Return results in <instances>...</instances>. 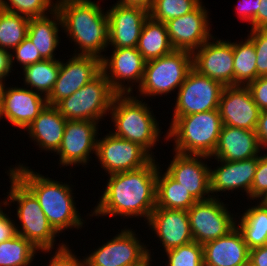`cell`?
<instances>
[{"label": "cell", "instance_id": "6da1fadb", "mask_svg": "<svg viewBox=\"0 0 267 266\" xmlns=\"http://www.w3.org/2000/svg\"><path fill=\"white\" fill-rule=\"evenodd\" d=\"M157 163L153 158L142 168L109 175L99 203L88 215L122 216L125 219L135 216L148 221L156 207Z\"/></svg>", "mask_w": 267, "mask_h": 266}, {"label": "cell", "instance_id": "7a4b0ae2", "mask_svg": "<svg viewBox=\"0 0 267 266\" xmlns=\"http://www.w3.org/2000/svg\"><path fill=\"white\" fill-rule=\"evenodd\" d=\"M55 2L56 10L62 20L61 30H64L69 40L78 48L74 49L73 55L95 56L102 59L104 56L101 52L108 50L107 11L104 12L95 0H56Z\"/></svg>", "mask_w": 267, "mask_h": 266}, {"label": "cell", "instance_id": "3957f363", "mask_svg": "<svg viewBox=\"0 0 267 266\" xmlns=\"http://www.w3.org/2000/svg\"><path fill=\"white\" fill-rule=\"evenodd\" d=\"M19 164L9 171L36 197L49 224L58 233L84 225V219L76 208L73 189L68 183L55 181Z\"/></svg>", "mask_w": 267, "mask_h": 266}, {"label": "cell", "instance_id": "277c9868", "mask_svg": "<svg viewBox=\"0 0 267 266\" xmlns=\"http://www.w3.org/2000/svg\"><path fill=\"white\" fill-rule=\"evenodd\" d=\"M137 97L139 96L133 94H116L114 96L109 113L115 131L112 129L111 133L139 144L155 158L151 150L155 149L153 147L159 142L162 128L159 127V122L151 107Z\"/></svg>", "mask_w": 267, "mask_h": 266}, {"label": "cell", "instance_id": "5b68a950", "mask_svg": "<svg viewBox=\"0 0 267 266\" xmlns=\"http://www.w3.org/2000/svg\"><path fill=\"white\" fill-rule=\"evenodd\" d=\"M223 123L218 109L175 119L164 140H174V152L211 157L217 147Z\"/></svg>", "mask_w": 267, "mask_h": 266}, {"label": "cell", "instance_id": "8992f818", "mask_svg": "<svg viewBox=\"0 0 267 266\" xmlns=\"http://www.w3.org/2000/svg\"><path fill=\"white\" fill-rule=\"evenodd\" d=\"M7 173L11 185L7 192V199H4L2 205L9 207L11 203L17 202L15 215L21 223V227L16 223L17 234L28 240L40 252L44 254L50 250L52 252V249H55L54 242L58 233L49 224L36 197L10 171Z\"/></svg>", "mask_w": 267, "mask_h": 266}, {"label": "cell", "instance_id": "52a82bcc", "mask_svg": "<svg viewBox=\"0 0 267 266\" xmlns=\"http://www.w3.org/2000/svg\"><path fill=\"white\" fill-rule=\"evenodd\" d=\"M192 69V53L174 50L168 55L147 61L142 83L139 88L135 86V89H138V95L143 98L165 96L178 90Z\"/></svg>", "mask_w": 267, "mask_h": 266}, {"label": "cell", "instance_id": "ba28073f", "mask_svg": "<svg viewBox=\"0 0 267 266\" xmlns=\"http://www.w3.org/2000/svg\"><path fill=\"white\" fill-rule=\"evenodd\" d=\"M115 95L101 71L77 92L59 101L55 107L66 120L99 122L109 114Z\"/></svg>", "mask_w": 267, "mask_h": 266}, {"label": "cell", "instance_id": "9c48e42d", "mask_svg": "<svg viewBox=\"0 0 267 266\" xmlns=\"http://www.w3.org/2000/svg\"><path fill=\"white\" fill-rule=\"evenodd\" d=\"M133 229L123 228L85 257V266H143L151 257L149 248Z\"/></svg>", "mask_w": 267, "mask_h": 266}, {"label": "cell", "instance_id": "30bf717a", "mask_svg": "<svg viewBox=\"0 0 267 266\" xmlns=\"http://www.w3.org/2000/svg\"><path fill=\"white\" fill-rule=\"evenodd\" d=\"M220 198L197 201L187 212L193 240L199 244L226 235L236 226L237 214L229 212ZM235 218V219H234Z\"/></svg>", "mask_w": 267, "mask_h": 266}, {"label": "cell", "instance_id": "8fae6325", "mask_svg": "<svg viewBox=\"0 0 267 266\" xmlns=\"http://www.w3.org/2000/svg\"><path fill=\"white\" fill-rule=\"evenodd\" d=\"M224 86L192 69L178 89L173 120L181 116L218 109Z\"/></svg>", "mask_w": 267, "mask_h": 266}, {"label": "cell", "instance_id": "7c38bea8", "mask_svg": "<svg viewBox=\"0 0 267 266\" xmlns=\"http://www.w3.org/2000/svg\"><path fill=\"white\" fill-rule=\"evenodd\" d=\"M101 138L97 139L95 158L108 175L142 168L153 159L139 144L117 137L110 131Z\"/></svg>", "mask_w": 267, "mask_h": 266}, {"label": "cell", "instance_id": "4fadbf2b", "mask_svg": "<svg viewBox=\"0 0 267 266\" xmlns=\"http://www.w3.org/2000/svg\"><path fill=\"white\" fill-rule=\"evenodd\" d=\"M112 49L111 56L101 59V70L116 94H133V86L142 83L146 61L137 48Z\"/></svg>", "mask_w": 267, "mask_h": 266}, {"label": "cell", "instance_id": "5bb4252c", "mask_svg": "<svg viewBox=\"0 0 267 266\" xmlns=\"http://www.w3.org/2000/svg\"><path fill=\"white\" fill-rule=\"evenodd\" d=\"M99 122L90 120H67L63 139L56 155L64 166L87 165L91 155H96ZM98 126V127H97Z\"/></svg>", "mask_w": 267, "mask_h": 266}, {"label": "cell", "instance_id": "9a60e30c", "mask_svg": "<svg viewBox=\"0 0 267 266\" xmlns=\"http://www.w3.org/2000/svg\"><path fill=\"white\" fill-rule=\"evenodd\" d=\"M215 39L212 36L192 53L193 69L223 86H234L233 42Z\"/></svg>", "mask_w": 267, "mask_h": 266}, {"label": "cell", "instance_id": "2e32d148", "mask_svg": "<svg viewBox=\"0 0 267 266\" xmlns=\"http://www.w3.org/2000/svg\"><path fill=\"white\" fill-rule=\"evenodd\" d=\"M201 2L193 11L165 22L175 50L193 53L212 38L209 12Z\"/></svg>", "mask_w": 267, "mask_h": 266}, {"label": "cell", "instance_id": "e0dca14e", "mask_svg": "<svg viewBox=\"0 0 267 266\" xmlns=\"http://www.w3.org/2000/svg\"><path fill=\"white\" fill-rule=\"evenodd\" d=\"M66 63L61 61L58 78L46 97L49 106H55L63 98L71 96L101 70V59L95 56L71 55Z\"/></svg>", "mask_w": 267, "mask_h": 266}, {"label": "cell", "instance_id": "ac0fdd59", "mask_svg": "<svg viewBox=\"0 0 267 266\" xmlns=\"http://www.w3.org/2000/svg\"><path fill=\"white\" fill-rule=\"evenodd\" d=\"M173 160L166 168V172L197 201L212 198L210 191V167L204 155H185L174 152ZM204 160V161H203Z\"/></svg>", "mask_w": 267, "mask_h": 266}, {"label": "cell", "instance_id": "d6986e66", "mask_svg": "<svg viewBox=\"0 0 267 266\" xmlns=\"http://www.w3.org/2000/svg\"><path fill=\"white\" fill-rule=\"evenodd\" d=\"M6 87L1 85L2 118L25 131L48 105L47 98L25 86Z\"/></svg>", "mask_w": 267, "mask_h": 266}, {"label": "cell", "instance_id": "ffe728a7", "mask_svg": "<svg viewBox=\"0 0 267 266\" xmlns=\"http://www.w3.org/2000/svg\"><path fill=\"white\" fill-rule=\"evenodd\" d=\"M107 15L108 48H137L148 10L116 3L107 10Z\"/></svg>", "mask_w": 267, "mask_h": 266}, {"label": "cell", "instance_id": "44dd1931", "mask_svg": "<svg viewBox=\"0 0 267 266\" xmlns=\"http://www.w3.org/2000/svg\"><path fill=\"white\" fill-rule=\"evenodd\" d=\"M218 110L223 125L256 130L260 109L247 86H224Z\"/></svg>", "mask_w": 267, "mask_h": 266}, {"label": "cell", "instance_id": "7402d4cb", "mask_svg": "<svg viewBox=\"0 0 267 266\" xmlns=\"http://www.w3.org/2000/svg\"><path fill=\"white\" fill-rule=\"evenodd\" d=\"M146 223L157 234L165 252L194 241L186 210L155 207Z\"/></svg>", "mask_w": 267, "mask_h": 266}, {"label": "cell", "instance_id": "603a6c76", "mask_svg": "<svg viewBox=\"0 0 267 266\" xmlns=\"http://www.w3.org/2000/svg\"><path fill=\"white\" fill-rule=\"evenodd\" d=\"M220 165L212 169L210 167V191L213 198H218V192H235L244 189L246 196L250 199V190L254 175L256 173L259 156L240 160L224 161L216 160ZM238 189V190H237ZM214 194V195H213Z\"/></svg>", "mask_w": 267, "mask_h": 266}, {"label": "cell", "instance_id": "cb8c5ba5", "mask_svg": "<svg viewBox=\"0 0 267 266\" xmlns=\"http://www.w3.org/2000/svg\"><path fill=\"white\" fill-rule=\"evenodd\" d=\"M204 266H249V249L235 226L226 235L203 244Z\"/></svg>", "mask_w": 267, "mask_h": 266}, {"label": "cell", "instance_id": "d4e9b609", "mask_svg": "<svg viewBox=\"0 0 267 266\" xmlns=\"http://www.w3.org/2000/svg\"><path fill=\"white\" fill-rule=\"evenodd\" d=\"M256 130L223 125L217 147L210 159L240 161L262 153Z\"/></svg>", "mask_w": 267, "mask_h": 266}, {"label": "cell", "instance_id": "484cf974", "mask_svg": "<svg viewBox=\"0 0 267 266\" xmlns=\"http://www.w3.org/2000/svg\"><path fill=\"white\" fill-rule=\"evenodd\" d=\"M66 122L67 120L55 106L47 105L26 131L29 138L41 148L40 150L55 154L63 139Z\"/></svg>", "mask_w": 267, "mask_h": 266}, {"label": "cell", "instance_id": "4316f807", "mask_svg": "<svg viewBox=\"0 0 267 266\" xmlns=\"http://www.w3.org/2000/svg\"><path fill=\"white\" fill-rule=\"evenodd\" d=\"M50 15L30 18L27 31V37L44 60L57 59L54 51L60 44L58 35L61 31L59 28H62L60 13L54 10Z\"/></svg>", "mask_w": 267, "mask_h": 266}, {"label": "cell", "instance_id": "83f0119b", "mask_svg": "<svg viewBox=\"0 0 267 266\" xmlns=\"http://www.w3.org/2000/svg\"><path fill=\"white\" fill-rule=\"evenodd\" d=\"M137 50L144 60L150 61L170 54L173 48L166 24L148 17L143 24Z\"/></svg>", "mask_w": 267, "mask_h": 266}, {"label": "cell", "instance_id": "f1b7e54d", "mask_svg": "<svg viewBox=\"0 0 267 266\" xmlns=\"http://www.w3.org/2000/svg\"><path fill=\"white\" fill-rule=\"evenodd\" d=\"M158 166L156 207L188 211L197 200L167 172Z\"/></svg>", "mask_w": 267, "mask_h": 266}, {"label": "cell", "instance_id": "f546056e", "mask_svg": "<svg viewBox=\"0 0 267 266\" xmlns=\"http://www.w3.org/2000/svg\"><path fill=\"white\" fill-rule=\"evenodd\" d=\"M238 216L236 226L243 235L249 250L267 244V206L260 200ZM241 217V218H240Z\"/></svg>", "mask_w": 267, "mask_h": 266}, {"label": "cell", "instance_id": "4dcf8cb0", "mask_svg": "<svg viewBox=\"0 0 267 266\" xmlns=\"http://www.w3.org/2000/svg\"><path fill=\"white\" fill-rule=\"evenodd\" d=\"M61 61L42 60L23 68L24 85L47 97L58 78Z\"/></svg>", "mask_w": 267, "mask_h": 266}, {"label": "cell", "instance_id": "1f68e13d", "mask_svg": "<svg viewBox=\"0 0 267 266\" xmlns=\"http://www.w3.org/2000/svg\"><path fill=\"white\" fill-rule=\"evenodd\" d=\"M234 86H247L256 79L257 55L253 42L247 37L245 41L233 42Z\"/></svg>", "mask_w": 267, "mask_h": 266}, {"label": "cell", "instance_id": "d6a6232c", "mask_svg": "<svg viewBox=\"0 0 267 266\" xmlns=\"http://www.w3.org/2000/svg\"><path fill=\"white\" fill-rule=\"evenodd\" d=\"M38 251L28 240L16 234L0 243V266H30Z\"/></svg>", "mask_w": 267, "mask_h": 266}, {"label": "cell", "instance_id": "836d02e7", "mask_svg": "<svg viewBox=\"0 0 267 266\" xmlns=\"http://www.w3.org/2000/svg\"><path fill=\"white\" fill-rule=\"evenodd\" d=\"M30 19L0 8V48L13 50L26 37Z\"/></svg>", "mask_w": 267, "mask_h": 266}, {"label": "cell", "instance_id": "e575fe53", "mask_svg": "<svg viewBox=\"0 0 267 266\" xmlns=\"http://www.w3.org/2000/svg\"><path fill=\"white\" fill-rule=\"evenodd\" d=\"M202 0H153L149 17L158 22L183 16L193 11Z\"/></svg>", "mask_w": 267, "mask_h": 266}, {"label": "cell", "instance_id": "d590c367", "mask_svg": "<svg viewBox=\"0 0 267 266\" xmlns=\"http://www.w3.org/2000/svg\"><path fill=\"white\" fill-rule=\"evenodd\" d=\"M0 8L30 19L51 14L56 10V2L54 3L53 0H0Z\"/></svg>", "mask_w": 267, "mask_h": 266}, {"label": "cell", "instance_id": "8d00e7d4", "mask_svg": "<svg viewBox=\"0 0 267 266\" xmlns=\"http://www.w3.org/2000/svg\"><path fill=\"white\" fill-rule=\"evenodd\" d=\"M167 266H204L203 245L195 241L165 252Z\"/></svg>", "mask_w": 267, "mask_h": 266}, {"label": "cell", "instance_id": "74e56055", "mask_svg": "<svg viewBox=\"0 0 267 266\" xmlns=\"http://www.w3.org/2000/svg\"><path fill=\"white\" fill-rule=\"evenodd\" d=\"M247 37L253 42L257 55L256 78L267 76V29H250Z\"/></svg>", "mask_w": 267, "mask_h": 266}, {"label": "cell", "instance_id": "f35d334b", "mask_svg": "<svg viewBox=\"0 0 267 266\" xmlns=\"http://www.w3.org/2000/svg\"><path fill=\"white\" fill-rule=\"evenodd\" d=\"M11 52L12 53H10V57L12 70L15 60L18 64H21L20 66H22V69L31 64L44 60L28 37H26Z\"/></svg>", "mask_w": 267, "mask_h": 266}, {"label": "cell", "instance_id": "ab89813d", "mask_svg": "<svg viewBox=\"0 0 267 266\" xmlns=\"http://www.w3.org/2000/svg\"><path fill=\"white\" fill-rule=\"evenodd\" d=\"M267 194V153L259 155L256 173L250 190V200H261Z\"/></svg>", "mask_w": 267, "mask_h": 266}, {"label": "cell", "instance_id": "60d3db41", "mask_svg": "<svg viewBox=\"0 0 267 266\" xmlns=\"http://www.w3.org/2000/svg\"><path fill=\"white\" fill-rule=\"evenodd\" d=\"M67 244L59 243L47 266H85V258H77Z\"/></svg>", "mask_w": 267, "mask_h": 266}, {"label": "cell", "instance_id": "b9f144b4", "mask_svg": "<svg viewBox=\"0 0 267 266\" xmlns=\"http://www.w3.org/2000/svg\"><path fill=\"white\" fill-rule=\"evenodd\" d=\"M247 87L260 111L267 110V76L257 77Z\"/></svg>", "mask_w": 267, "mask_h": 266}, {"label": "cell", "instance_id": "7bdbcfd3", "mask_svg": "<svg viewBox=\"0 0 267 266\" xmlns=\"http://www.w3.org/2000/svg\"><path fill=\"white\" fill-rule=\"evenodd\" d=\"M261 0H239V4L236 7L238 17L242 21H247L250 24L255 20V16L258 13V5Z\"/></svg>", "mask_w": 267, "mask_h": 266}, {"label": "cell", "instance_id": "ee69618b", "mask_svg": "<svg viewBox=\"0 0 267 266\" xmlns=\"http://www.w3.org/2000/svg\"><path fill=\"white\" fill-rule=\"evenodd\" d=\"M2 201L0 202V204ZM0 205V243L11 239L17 234L16 221L11 220V217L5 213Z\"/></svg>", "mask_w": 267, "mask_h": 266}, {"label": "cell", "instance_id": "f6af8a7d", "mask_svg": "<svg viewBox=\"0 0 267 266\" xmlns=\"http://www.w3.org/2000/svg\"><path fill=\"white\" fill-rule=\"evenodd\" d=\"M249 266H267V244L249 250Z\"/></svg>", "mask_w": 267, "mask_h": 266}, {"label": "cell", "instance_id": "bcb514c9", "mask_svg": "<svg viewBox=\"0 0 267 266\" xmlns=\"http://www.w3.org/2000/svg\"><path fill=\"white\" fill-rule=\"evenodd\" d=\"M256 134L261 149H267V110L260 111Z\"/></svg>", "mask_w": 267, "mask_h": 266}, {"label": "cell", "instance_id": "7dc6e473", "mask_svg": "<svg viewBox=\"0 0 267 266\" xmlns=\"http://www.w3.org/2000/svg\"><path fill=\"white\" fill-rule=\"evenodd\" d=\"M10 51L0 48V85L5 83L6 76L12 72Z\"/></svg>", "mask_w": 267, "mask_h": 266}, {"label": "cell", "instance_id": "c3c4849f", "mask_svg": "<svg viewBox=\"0 0 267 266\" xmlns=\"http://www.w3.org/2000/svg\"><path fill=\"white\" fill-rule=\"evenodd\" d=\"M251 29H267V0H261Z\"/></svg>", "mask_w": 267, "mask_h": 266}, {"label": "cell", "instance_id": "681fc988", "mask_svg": "<svg viewBox=\"0 0 267 266\" xmlns=\"http://www.w3.org/2000/svg\"><path fill=\"white\" fill-rule=\"evenodd\" d=\"M117 3L125 6H139L149 10L153 0H118Z\"/></svg>", "mask_w": 267, "mask_h": 266}, {"label": "cell", "instance_id": "f907efd6", "mask_svg": "<svg viewBox=\"0 0 267 266\" xmlns=\"http://www.w3.org/2000/svg\"><path fill=\"white\" fill-rule=\"evenodd\" d=\"M2 119V91L0 85V120Z\"/></svg>", "mask_w": 267, "mask_h": 266}, {"label": "cell", "instance_id": "816d5d0a", "mask_svg": "<svg viewBox=\"0 0 267 266\" xmlns=\"http://www.w3.org/2000/svg\"><path fill=\"white\" fill-rule=\"evenodd\" d=\"M260 201L267 206V194Z\"/></svg>", "mask_w": 267, "mask_h": 266}, {"label": "cell", "instance_id": "f5cc1de1", "mask_svg": "<svg viewBox=\"0 0 267 266\" xmlns=\"http://www.w3.org/2000/svg\"><path fill=\"white\" fill-rule=\"evenodd\" d=\"M151 262H153L151 259L146 263V264H144L143 266H152L151 265Z\"/></svg>", "mask_w": 267, "mask_h": 266}]
</instances>
